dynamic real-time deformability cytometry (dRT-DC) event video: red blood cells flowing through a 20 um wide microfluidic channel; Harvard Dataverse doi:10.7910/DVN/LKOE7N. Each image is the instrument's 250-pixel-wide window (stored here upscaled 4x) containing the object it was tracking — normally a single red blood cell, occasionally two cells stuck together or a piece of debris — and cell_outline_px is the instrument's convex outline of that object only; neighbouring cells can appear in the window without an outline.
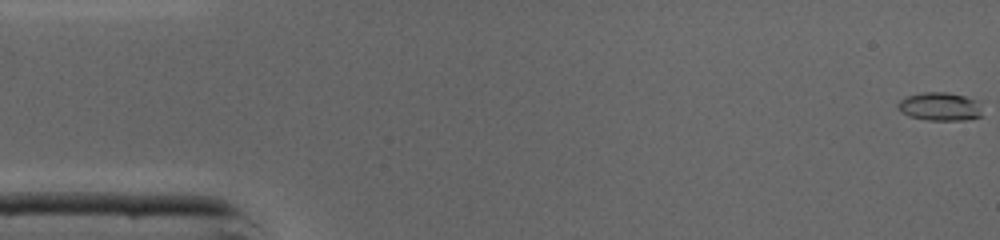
{"species": "common noctule bat (a hibernating species)", "species_latin": "Nyctalus noctula", "temperature_condition": "cold", "stored_images_in_passage": 46, "camera_frame_rate_fps": 3000, "um_per_image_px": 0.085, "animal": {"sex": "male", "body_mass_g": 19.0, "forearm_length_mm": 50.8}, "frame": {"image": 1, "passage_image": 1, "time_ms": 0.0, "image_size_px": [1000, 240], "cell_outline_px": [[980, 116], [968, 120], [928, 120], [908, 116], [900, 112], [896, 108], [896, 104], [900, 100], [908, 96], [924, 92], [948, 92], [964, 96], [976, 100], [980, 112]], "centroid_in_image_um": [79.82, 9.06], "position_along_channel_um": 5.2, "area_um2": 13.87}}
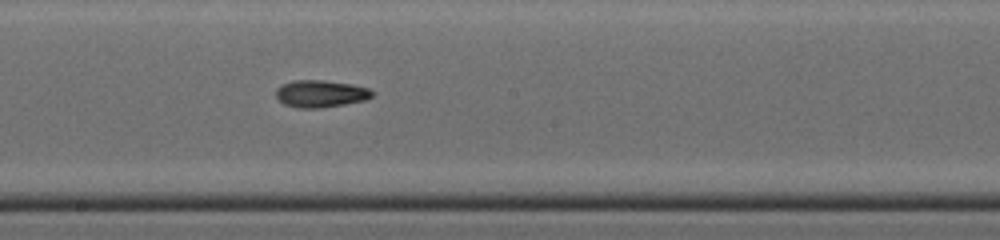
{"frame": {"image": 2, "passage_image": 25, "time_ms": 8.0, "image_size_px": [1000, 240], "cell_outline_px": [[376, 92], [372, 96], [364, 100], [344, 104], [320, 108], [296, 108], [284, 104], [276, 96], [276, 88], [292, 80], [324, 80], [352, 84], [368, 88]], "centroid_in_image_um": [27.26, 7.96], "position_along_channel_um": 220.9, "area_um2": 15.26}}
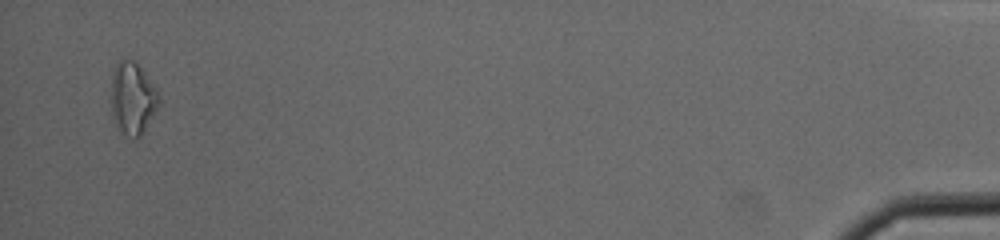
{"frame": {"image": 3, "passage_image": 45, "time_ms": 14.667, "image_size_px": [1000, 240], "cell_outline_px": [[160, 104], [144, 132], [136, 140], [124, 132], [116, 124], [112, 116], [112, 72], [116, 64], [120, 60], [136, 60], [156, 88], [160, 96]], "centroid_in_image_um": [11.3, 8.34], "position_along_channel_um": 423.9, "area_um2": 20.11}, "authors_computed_cell_mechanics": {"area_um2": 14.5656, "velocity_mm_per_s": 4.3934, "shape_relaxation_time_tau1_ms": 3.0269, "shape_relaxation_time_tau2_ms": null, "deformation_change_tau1": 0.163, "deformation_change_tau2": null}}